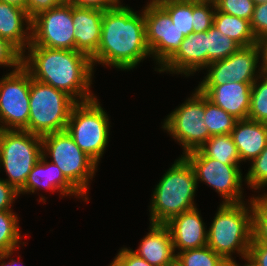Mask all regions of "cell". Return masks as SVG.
I'll return each mask as SVG.
<instances>
[{"instance_id": "1", "label": "cell", "mask_w": 267, "mask_h": 266, "mask_svg": "<svg viewBox=\"0 0 267 266\" xmlns=\"http://www.w3.org/2000/svg\"><path fill=\"white\" fill-rule=\"evenodd\" d=\"M22 66L31 77L71 96L76 102L95 98L90 90L94 67L91 58L77 50L28 46Z\"/></svg>"}, {"instance_id": "2", "label": "cell", "mask_w": 267, "mask_h": 266, "mask_svg": "<svg viewBox=\"0 0 267 266\" xmlns=\"http://www.w3.org/2000/svg\"><path fill=\"white\" fill-rule=\"evenodd\" d=\"M150 55L143 11L137 14L120 4L103 12L100 43L91 57L93 67L97 62L123 71L131 70Z\"/></svg>"}, {"instance_id": "3", "label": "cell", "mask_w": 267, "mask_h": 266, "mask_svg": "<svg viewBox=\"0 0 267 266\" xmlns=\"http://www.w3.org/2000/svg\"><path fill=\"white\" fill-rule=\"evenodd\" d=\"M150 205V223L165 224L171 218L196 207L197 182L194 169L181 155L155 185Z\"/></svg>"}, {"instance_id": "4", "label": "cell", "mask_w": 267, "mask_h": 266, "mask_svg": "<svg viewBox=\"0 0 267 266\" xmlns=\"http://www.w3.org/2000/svg\"><path fill=\"white\" fill-rule=\"evenodd\" d=\"M249 201V206L244 202L220 204L207 230V246L225 261L232 259L235 251L241 258L249 253L253 238V197Z\"/></svg>"}, {"instance_id": "5", "label": "cell", "mask_w": 267, "mask_h": 266, "mask_svg": "<svg viewBox=\"0 0 267 266\" xmlns=\"http://www.w3.org/2000/svg\"><path fill=\"white\" fill-rule=\"evenodd\" d=\"M77 102L65 92L31 77L28 131L38 136L64 131Z\"/></svg>"}, {"instance_id": "6", "label": "cell", "mask_w": 267, "mask_h": 266, "mask_svg": "<svg viewBox=\"0 0 267 266\" xmlns=\"http://www.w3.org/2000/svg\"><path fill=\"white\" fill-rule=\"evenodd\" d=\"M97 97L77 102L70 113L66 131L76 145L97 165L109 143V117Z\"/></svg>"}, {"instance_id": "7", "label": "cell", "mask_w": 267, "mask_h": 266, "mask_svg": "<svg viewBox=\"0 0 267 266\" xmlns=\"http://www.w3.org/2000/svg\"><path fill=\"white\" fill-rule=\"evenodd\" d=\"M48 154L51 162L61 169L65 178L87 201L88 182L98 165L76 145L66 130L42 136V155L47 158Z\"/></svg>"}, {"instance_id": "8", "label": "cell", "mask_w": 267, "mask_h": 266, "mask_svg": "<svg viewBox=\"0 0 267 266\" xmlns=\"http://www.w3.org/2000/svg\"><path fill=\"white\" fill-rule=\"evenodd\" d=\"M42 155V137L26 130L0 129V168L5 181L19 191Z\"/></svg>"}, {"instance_id": "9", "label": "cell", "mask_w": 267, "mask_h": 266, "mask_svg": "<svg viewBox=\"0 0 267 266\" xmlns=\"http://www.w3.org/2000/svg\"><path fill=\"white\" fill-rule=\"evenodd\" d=\"M164 119L162 128L183 147V156L198 150L210 137L204 123L205 94L198 88Z\"/></svg>"}, {"instance_id": "10", "label": "cell", "mask_w": 267, "mask_h": 266, "mask_svg": "<svg viewBox=\"0 0 267 266\" xmlns=\"http://www.w3.org/2000/svg\"><path fill=\"white\" fill-rule=\"evenodd\" d=\"M184 157L192 165L198 181L207 183L224 199L222 203H242L243 176L239 164H223L206 157L199 149L188 152Z\"/></svg>"}, {"instance_id": "11", "label": "cell", "mask_w": 267, "mask_h": 266, "mask_svg": "<svg viewBox=\"0 0 267 266\" xmlns=\"http://www.w3.org/2000/svg\"><path fill=\"white\" fill-rule=\"evenodd\" d=\"M30 73L21 66L0 80V129L26 130L29 120Z\"/></svg>"}, {"instance_id": "12", "label": "cell", "mask_w": 267, "mask_h": 266, "mask_svg": "<svg viewBox=\"0 0 267 266\" xmlns=\"http://www.w3.org/2000/svg\"><path fill=\"white\" fill-rule=\"evenodd\" d=\"M73 23L68 2L39 13L32 18L29 46L75 50Z\"/></svg>"}, {"instance_id": "13", "label": "cell", "mask_w": 267, "mask_h": 266, "mask_svg": "<svg viewBox=\"0 0 267 266\" xmlns=\"http://www.w3.org/2000/svg\"><path fill=\"white\" fill-rule=\"evenodd\" d=\"M143 12L147 45L161 68L178 51L185 36L158 2L147 3Z\"/></svg>"}, {"instance_id": "14", "label": "cell", "mask_w": 267, "mask_h": 266, "mask_svg": "<svg viewBox=\"0 0 267 266\" xmlns=\"http://www.w3.org/2000/svg\"><path fill=\"white\" fill-rule=\"evenodd\" d=\"M260 52L257 44L240 47L229 57L210 63L207 75L198 86H217L227 82H254L260 73L257 64ZM258 75L256 74L257 72Z\"/></svg>"}, {"instance_id": "15", "label": "cell", "mask_w": 267, "mask_h": 266, "mask_svg": "<svg viewBox=\"0 0 267 266\" xmlns=\"http://www.w3.org/2000/svg\"><path fill=\"white\" fill-rule=\"evenodd\" d=\"M208 66L207 31L191 33L184 38L178 51L158 72L185 74L187 77Z\"/></svg>"}, {"instance_id": "16", "label": "cell", "mask_w": 267, "mask_h": 266, "mask_svg": "<svg viewBox=\"0 0 267 266\" xmlns=\"http://www.w3.org/2000/svg\"><path fill=\"white\" fill-rule=\"evenodd\" d=\"M253 82H227L217 86H198L214 104L237 120L248 119Z\"/></svg>"}, {"instance_id": "17", "label": "cell", "mask_w": 267, "mask_h": 266, "mask_svg": "<svg viewBox=\"0 0 267 266\" xmlns=\"http://www.w3.org/2000/svg\"><path fill=\"white\" fill-rule=\"evenodd\" d=\"M165 225L170 230L174 252L207 246V229L197 207L174 216Z\"/></svg>"}, {"instance_id": "18", "label": "cell", "mask_w": 267, "mask_h": 266, "mask_svg": "<svg viewBox=\"0 0 267 266\" xmlns=\"http://www.w3.org/2000/svg\"><path fill=\"white\" fill-rule=\"evenodd\" d=\"M103 12L100 9L72 5L75 50L90 58L97 52L100 43Z\"/></svg>"}, {"instance_id": "19", "label": "cell", "mask_w": 267, "mask_h": 266, "mask_svg": "<svg viewBox=\"0 0 267 266\" xmlns=\"http://www.w3.org/2000/svg\"><path fill=\"white\" fill-rule=\"evenodd\" d=\"M59 191L60 195H75L76 197H84L63 175L61 169L52 162H47L44 155H41L38 162L29 173L25 185L18 191L19 194L35 193L40 190Z\"/></svg>"}, {"instance_id": "20", "label": "cell", "mask_w": 267, "mask_h": 266, "mask_svg": "<svg viewBox=\"0 0 267 266\" xmlns=\"http://www.w3.org/2000/svg\"><path fill=\"white\" fill-rule=\"evenodd\" d=\"M149 233L133 252L154 266H169L176 259L172 236L165 224L150 223Z\"/></svg>"}, {"instance_id": "21", "label": "cell", "mask_w": 267, "mask_h": 266, "mask_svg": "<svg viewBox=\"0 0 267 266\" xmlns=\"http://www.w3.org/2000/svg\"><path fill=\"white\" fill-rule=\"evenodd\" d=\"M31 22L26 10L0 2V37L9 41L22 54L31 43Z\"/></svg>"}, {"instance_id": "22", "label": "cell", "mask_w": 267, "mask_h": 266, "mask_svg": "<svg viewBox=\"0 0 267 266\" xmlns=\"http://www.w3.org/2000/svg\"><path fill=\"white\" fill-rule=\"evenodd\" d=\"M241 161L257 158L267 145V123L237 120L231 134Z\"/></svg>"}, {"instance_id": "23", "label": "cell", "mask_w": 267, "mask_h": 266, "mask_svg": "<svg viewBox=\"0 0 267 266\" xmlns=\"http://www.w3.org/2000/svg\"><path fill=\"white\" fill-rule=\"evenodd\" d=\"M213 25L225 36L232 38L241 47L257 44L250 21L215 10Z\"/></svg>"}, {"instance_id": "24", "label": "cell", "mask_w": 267, "mask_h": 266, "mask_svg": "<svg viewBox=\"0 0 267 266\" xmlns=\"http://www.w3.org/2000/svg\"><path fill=\"white\" fill-rule=\"evenodd\" d=\"M199 150L206 156L223 164H240L241 159L230 134L211 136Z\"/></svg>"}, {"instance_id": "25", "label": "cell", "mask_w": 267, "mask_h": 266, "mask_svg": "<svg viewBox=\"0 0 267 266\" xmlns=\"http://www.w3.org/2000/svg\"><path fill=\"white\" fill-rule=\"evenodd\" d=\"M171 16L173 24L187 37L193 33V0H158Z\"/></svg>"}, {"instance_id": "26", "label": "cell", "mask_w": 267, "mask_h": 266, "mask_svg": "<svg viewBox=\"0 0 267 266\" xmlns=\"http://www.w3.org/2000/svg\"><path fill=\"white\" fill-rule=\"evenodd\" d=\"M204 123L211 136L231 134L237 119L210 101L205 95Z\"/></svg>"}, {"instance_id": "27", "label": "cell", "mask_w": 267, "mask_h": 266, "mask_svg": "<svg viewBox=\"0 0 267 266\" xmlns=\"http://www.w3.org/2000/svg\"><path fill=\"white\" fill-rule=\"evenodd\" d=\"M241 46L235 40L225 36L215 25L207 30L208 65L223 60L236 52Z\"/></svg>"}, {"instance_id": "28", "label": "cell", "mask_w": 267, "mask_h": 266, "mask_svg": "<svg viewBox=\"0 0 267 266\" xmlns=\"http://www.w3.org/2000/svg\"><path fill=\"white\" fill-rule=\"evenodd\" d=\"M18 216L12 210L0 211V253L16 251L21 233Z\"/></svg>"}, {"instance_id": "29", "label": "cell", "mask_w": 267, "mask_h": 266, "mask_svg": "<svg viewBox=\"0 0 267 266\" xmlns=\"http://www.w3.org/2000/svg\"><path fill=\"white\" fill-rule=\"evenodd\" d=\"M175 260L181 266H226V261L209 246L177 252Z\"/></svg>"}, {"instance_id": "30", "label": "cell", "mask_w": 267, "mask_h": 266, "mask_svg": "<svg viewBox=\"0 0 267 266\" xmlns=\"http://www.w3.org/2000/svg\"><path fill=\"white\" fill-rule=\"evenodd\" d=\"M248 119L267 123V73L265 72H261L252 84Z\"/></svg>"}, {"instance_id": "31", "label": "cell", "mask_w": 267, "mask_h": 266, "mask_svg": "<svg viewBox=\"0 0 267 266\" xmlns=\"http://www.w3.org/2000/svg\"><path fill=\"white\" fill-rule=\"evenodd\" d=\"M253 238L251 242L267 244V193L253 196Z\"/></svg>"}, {"instance_id": "32", "label": "cell", "mask_w": 267, "mask_h": 266, "mask_svg": "<svg viewBox=\"0 0 267 266\" xmlns=\"http://www.w3.org/2000/svg\"><path fill=\"white\" fill-rule=\"evenodd\" d=\"M251 167L244 181L252 189H261L267 186V145L260 155L252 160Z\"/></svg>"}, {"instance_id": "33", "label": "cell", "mask_w": 267, "mask_h": 266, "mask_svg": "<svg viewBox=\"0 0 267 266\" xmlns=\"http://www.w3.org/2000/svg\"><path fill=\"white\" fill-rule=\"evenodd\" d=\"M218 11L251 21L255 3L253 0H218Z\"/></svg>"}, {"instance_id": "34", "label": "cell", "mask_w": 267, "mask_h": 266, "mask_svg": "<svg viewBox=\"0 0 267 266\" xmlns=\"http://www.w3.org/2000/svg\"><path fill=\"white\" fill-rule=\"evenodd\" d=\"M215 4L193 0V33L206 32L214 23Z\"/></svg>"}, {"instance_id": "35", "label": "cell", "mask_w": 267, "mask_h": 266, "mask_svg": "<svg viewBox=\"0 0 267 266\" xmlns=\"http://www.w3.org/2000/svg\"><path fill=\"white\" fill-rule=\"evenodd\" d=\"M23 54L9 41L0 37V66L14 67V71L22 66Z\"/></svg>"}, {"instance_id": "36", "label": "cell", "mask_w": 267, "mask_h": 266, "mask_svg": "<svg viewBox=\"0 0 267 266\" xmlns=\"http://www.w3.org/2000/svg\"><path fill=\"white\" fill-rule=\"evenodd\" d=\"M250 26L257 40L267 35V2L255 5Z\"/></svg>"}, {"instance_id": "37", "label": "cell", "mask_w": 267, "mask_h": 266, "mask_svg": "<svg viewBox=\"0 0 267 266\" xmlns=\"http://www.w3.org/2000/svg\"><path fill=\"white\" fill-rule=\"evenodd\" d=\"M112 263L115 266H154L139 257L132 249L122 248Z\"/></svg>"}, {"instance_id": "38", "label": "cell", "mask_w": 267, "mask_h": 266, "mask_svg": "<svg viewBox=\"0 0 267 266\" xmlns=\"http://www.w3.org/2000/svg\"><path fill=\"white\" fill-rule=\"evenodd\" d=\"M67 0H26V12L32 19L39 13L66 3Z\"/></svg>"}, {"instance_id": "39", "label": "cell", "mask_w": 267, "mask_h": 266, "mask_svg": "<svg viewBox=\"0 0 267 266\" xmlns=\"http://www.w3.org/2000/svg\"><path fill=\"white\" fill-rule=\"evenodd\" d=\"M17 196H19V192L0 178V211L11 210V204Z\"/></svg>"}, {"instance_id": "40", "label": "cell", "mask_w": 267, "mask_h": 266, "mask_svg": "<svg viewBox=\"0 0 267 266\" xmlns=\"http://www.w3.org/2000/svg\"><path fill=\"white\" fill-rule=\"evenodd\" d=\"M69 4L76 7L95 8L100 10H111L121 4L119 0H67Z\"/></svg>"}, {"instance_id": "41", "label": "cell", "mask_w": 267, "mask_h": 266, "mask_svg": "<svg viewBox=\"0 0 267 266\" xmlns=\"http://www.w3.org/2000/svg\"><path fill=\"white\" fill-rule=\"evenodd\" d=\"M249 254L258 263V266H267V244L251 242Z\"/></svg>"}, {"instance_id": "42", "label": "cell", "mask_w": 267, "mask_h": 266, "mask_svg": "<svg viewBox=\"0 0 267 266\" xmlns=\"http://www.w3.org/2000/svg\"><path fill=\"white\" fill-rule=\"evenodd\" d=\"M257 45L260 52L261 71L267 73V35L257 40Z\"/></svg>"}, {"instance_id": "43", "label": "cell", "mask_w": 267, "mask_h": 266, "mask_svg": "<svg viewBox=\"0 0 267 266\" xmlns=\"http://www.w3.org/2000/svg\"><path fill=\"white\" fill-rule=\"evenodd\" d=\"M244 260L247 262L243 266H258V263L253 259V257L248 253L243 256ZM226 266H241L236 263L234 258L226 261Z\"/></svg>"}, {"instance_id": "44", "label": "cell", "mask_w": 267, "mask_h": 266, "mask_svg": "<svg viewBox=\"0 0 267 266\" xmlns=\"http://www.w3.org/2000/svg\"><path fill=\"white\" fill-rule=\"evenodd\" d=\"M12 254H13V251L0 253V260L2 261L4 259H7V258L11 257ZM10 259H11V261H9L8 264L5 263V261H2L3 263H1V261H0V263H1L0 266H22V265H20L21 263L19 261L17 263V261L15 259H12V258H10Z\"/></svg>"}, {"instance_id": "45", "label": "cell", "mask_w": 267, "mask_h": 266, "mask_svg": "<svg viewBox=\"0 0 267 266\" xmlns=\"http://www.w3.org/2000/svg\"><path fill=\"white\" fill-rule=\"evenodd\" d=\"M0 2H5L26 10V0H0Z\"/></svg>"}, {"instance_id": "46", "label": "cell", "mask_w": 267, "mask_h": 266, "mask_svg": "<svg viewBox=\"0 0 267 266\" xmlns=\"http://www.w3.org/2000/svg\"><path fill=\"white\" fill-rule=\"evenodd\" d=\"M196 2H205V3H213L215 4L218 0H194Z\"/></svg>"}, {"instance_id": "47", "label": "cell", "mask_w": 267, "mask_h": 266, "mask_svg": "<svg viewBox=\"0 0 267 266\" xmlns=\"http://www.w3.org/2000/svg\"><path fill=\"white\" fill-rule=\"evenodd\" d=\"M253 1H254L255 5L267 2V0H253Z\"/></svg>"}, {"instance_id": "48", "label": "cell", "mask_w": 267, "mask_h": 266, "mask_svg": "<svg viewBox=\"0 0 267 266\" xmlns=\"http://www.w3.org/2000/svg\"><path fill=\"white\" fill-rule=\"evenodd\" d=\"M169 266H181L176 260L170 264Z\"/></svg>"}]
</instances>
